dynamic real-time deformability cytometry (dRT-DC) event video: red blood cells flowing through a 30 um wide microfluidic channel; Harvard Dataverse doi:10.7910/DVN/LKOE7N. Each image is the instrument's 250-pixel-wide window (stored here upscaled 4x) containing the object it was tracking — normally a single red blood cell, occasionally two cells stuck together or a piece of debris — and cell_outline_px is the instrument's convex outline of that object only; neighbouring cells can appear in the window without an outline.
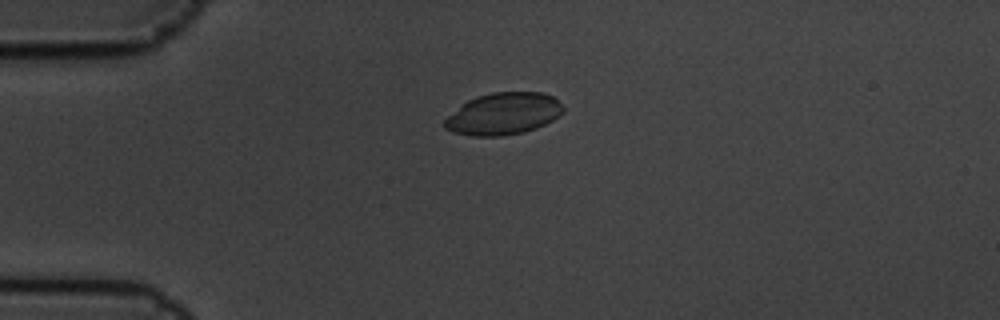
{"species": "common noctule bat (a hibernating species)", "species_latin": "Nyctalus noctula", "temperature_condition": "cold", "stored_images_in_passage": 6, "camera_frame_rate_fps": 3000, "um_per_image_px": 0.085, "animal": {"sex": "male", "body_mass_g": 19.5, "forearm_length_mm": 54.6}, "frame": {"image": 1, "passage_image": 5, "time_ms": 1.333, "image_size_px": [1000, 320], "cell_outline_px": [[564, 112], [552, 120], [536, 128], [524, 132], [500, 136], [472, 136], [452, 132], [444, 128], [444, 120], [460, 104], [476, 96], [492, 92], [544, 92], [552, 96], [564, 108]], "centroid_in_image_um": [42.76, 9.67], "position_along_channel_um": 42.2, "area_um2": 29.07}}